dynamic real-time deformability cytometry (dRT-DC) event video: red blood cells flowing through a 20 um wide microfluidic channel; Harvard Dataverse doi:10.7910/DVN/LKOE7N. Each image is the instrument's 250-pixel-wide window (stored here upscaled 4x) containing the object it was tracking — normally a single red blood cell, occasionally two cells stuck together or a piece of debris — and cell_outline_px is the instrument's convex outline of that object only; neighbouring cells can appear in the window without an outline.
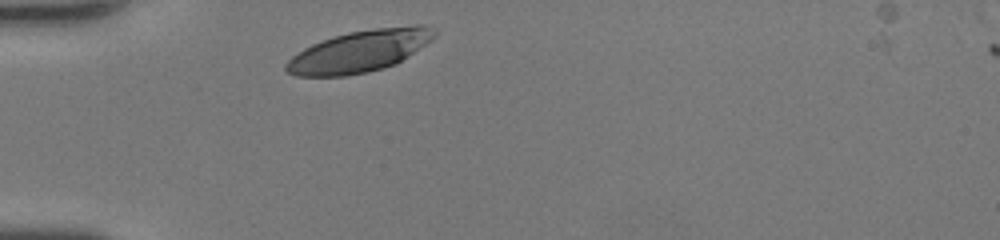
{"species": "human", "species_latin": "Homo sapiens", "temperature_condition": "room temperature", "stored_images_in_passage": 26, "camera_frame_rate_fps": 3000, "um_per_image_px": 0.085, "donor": {"sex": "female"}, "frame": {"image": 1, "passage_image": 1, "time_ms": 0.0, "image_size_px": [1000, 240], "cell_outline_px": [[436, 36], [432, 40], [396, 64], [368, 72], [344, 76], [296, 76], [288, 72], [284, 68], [284, 64], [292, 56], [304, 48], [312, 44], [332, 36], [348, 32], [376, 28], [416, 24], [424, 24], [432, 28], [436, 32]], "centroid_in_image_um": [30.57, 4.34], "position_along_channel_um": 54.4, "area_um2": 36.18}}
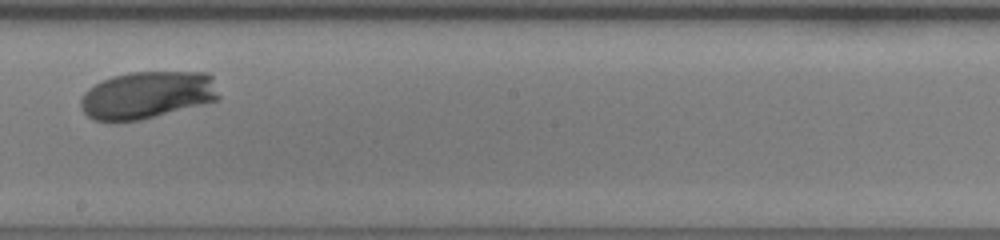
{"frame": {"image": 2, "passage_image": 15, "time_ms": 4.667, "image_size_px": [1000, 240], "cell_outline_px": [[220, 100], [140, 120], [96, 120], [88, 116], [84, 112], [80, 104], [80, 100], [84, 92], [88, 88], [112, 76], [132, 72], [208, 72], [212, 76], [220, 96]], "centroid_in_image_um": [12.56, 8.06], "position_along_channel_um": 235.6, "area_um2": 38.03}}
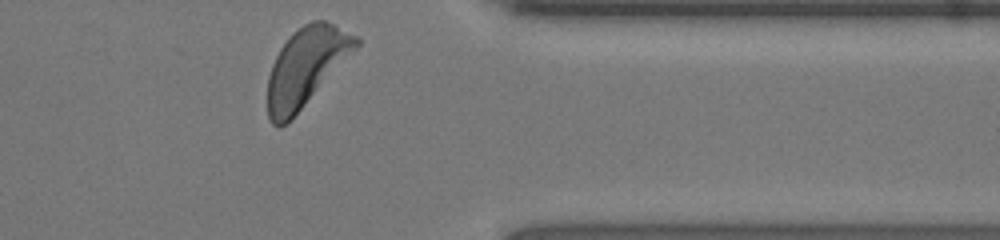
{"frame": {"image": 3, "passage_image": 26, "time_ms": 8.333, "image_size_px": [1000, 240], "cell_outline_px": [[360, 44], [300, 108], [280, 128], [276, 128], [268, 120], [268, 76], [272, 64], [280, 48], [292, 32], [296, 28], [312, 20], [324, 20], [356, 36], [360, 40]], "centroid_in_image_um": [25.96, 5.65], "position_along_channel_um": 385.4, "area_um2": 39.19}, "authors_computed_cell_mechanics": {"area_um2": 37.6856, "velocity_mm_per_s": 4.2983, "shape_relaxation_time_tau1_ms": 2.3832, "shape_relaxation_time_tau2_ms": null, "deformation_change_tau1": 0.151, "deformation_change_tau2": null}}